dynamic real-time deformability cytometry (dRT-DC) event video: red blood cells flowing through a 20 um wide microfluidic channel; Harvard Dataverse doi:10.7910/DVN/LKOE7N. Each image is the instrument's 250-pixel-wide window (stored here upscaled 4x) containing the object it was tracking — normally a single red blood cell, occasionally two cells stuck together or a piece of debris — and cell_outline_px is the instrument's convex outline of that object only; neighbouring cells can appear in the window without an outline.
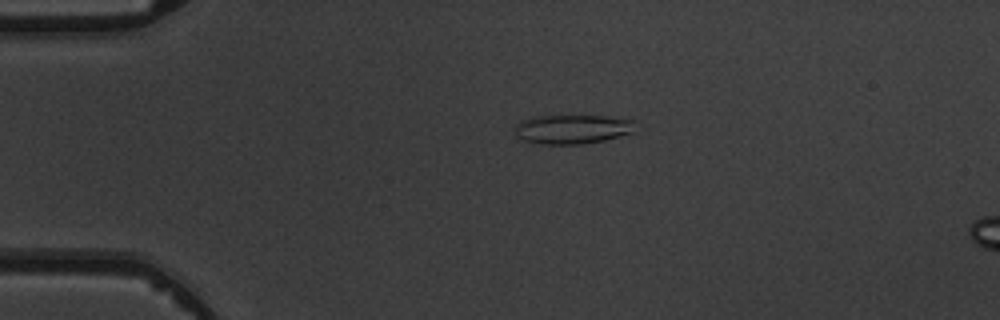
{"species": "common noctule bat (a hibernating species)", "species_latin": "Nyctalus noctula", "temperature_condition": "warm", "stored_images_in_passage": 5, "segment_of_instrument_passage": [1, 2], "camera_frame_rate_fps": 3000, "um_per_image_px": 0.085, "animal": {"sex": "male", "body_mass_g": 19.5, "forearm_length_mm": 54.6}, "frame": {"image": 1, "passage_image": 3, "time_ms": 2.333, "image_size_px": [1000, 320], "cell_outline_px": [[636, 132], [604, 140], [580, 144], [544, 144], [524, 140], [516, 136], [516, 124], [520, 120], [532, 116], [604, 116], [636, 120]], "centroid_in_image_um": [48.7, 10.97], "position_along_channel_um": 36.3, "area_um2": 20.63}}